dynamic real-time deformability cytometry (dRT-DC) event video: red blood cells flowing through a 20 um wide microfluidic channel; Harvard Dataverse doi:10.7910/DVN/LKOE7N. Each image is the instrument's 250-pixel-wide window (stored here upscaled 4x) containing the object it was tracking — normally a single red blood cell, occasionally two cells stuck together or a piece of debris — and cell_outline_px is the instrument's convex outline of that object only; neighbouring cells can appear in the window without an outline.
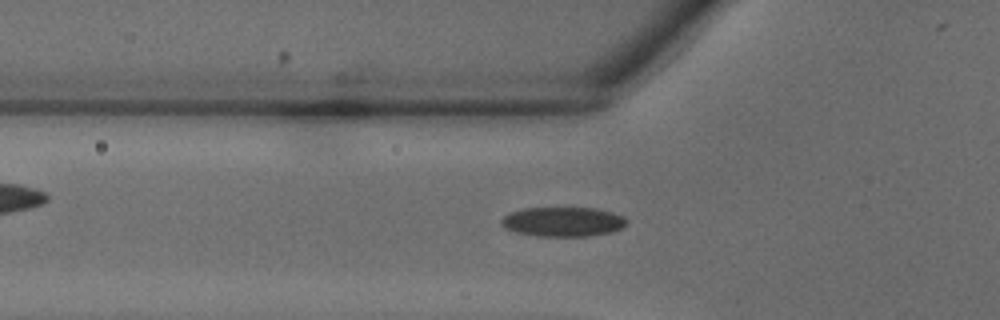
{"species": "common noctule bat (a hibernating species)", "species_latin": "Nyctalus noctula", "temperature_condition": "warm", "stored_images_in_passage": 35, "camera_frame_rate_fps": 3000, "um_per_image_px": 0.085, "animal": {"sex": "male", "body_mass_g": 18.8}, "frame": {"image": 1, "passage_image": 10, "time_ms": 3.0, "image_size_px": [1000, 320], "cell_outline_px": [[628, 220], [620, 228], [608, 232], [588, 236], [536, 236], [516, 232], [504, 228], [500, 224], [500, 220], [504, 216], [512, 212], [524, 208], [596, 208], [612, 212], [624, 216]], "centroid_in_image_um": [47.82, 18.84], "position_along_channel_um": 78.0, "area_um2": 21.44}}
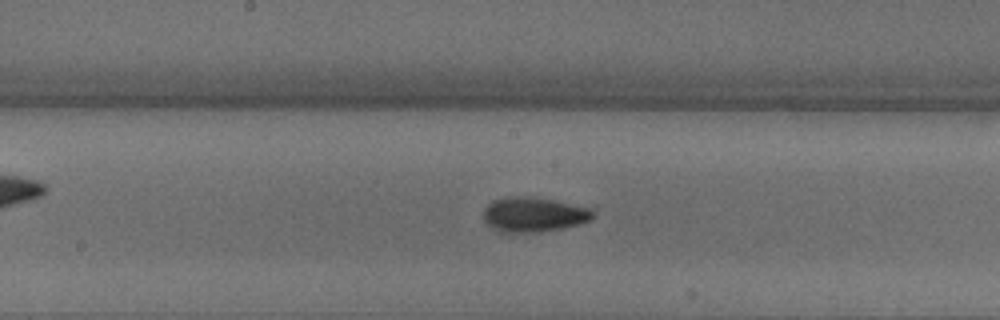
{"frame": {"image": 2, "passage_image": 17, "time_ms": 5.333, "image_size_px": [1000, 320], "cell_outline_px": [[596, 216], [592, 220], [580, 224], [564, 228], [540, 232], [496, 232], [484, 220], [484, 208], [492, 200], [512, 196], [520, 196], [552, 200], [592, 208], [596, 212]], "centroid_in_image_um": [45.4, 18.25], "position_along_channel_um": 202.8, "area_um2": 22.37}}
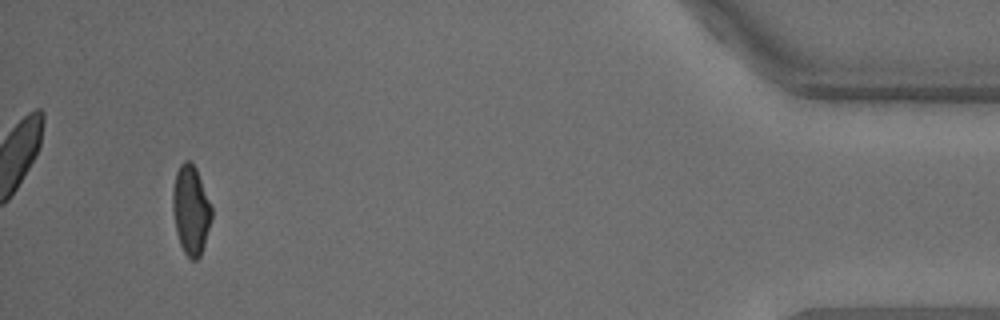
{"frame": {"image": 3, "passage_image": 33, "time_ms": 10.667, "image_size_px": [1000, 320], "cell_outline_px": [[212, 220], [200, 256], [196, 260], [192, 260], [184, 252], [180, 244], [176, 232], [172, 212], [172, 188], [176, 172], [180, 164], [184, 160], [192, 160], [196, 168], [212, 208]], "centroid_in_image_um": [16.21, 17.82], "position_along_channel_um": 419.0, "area_um2": 20.4}}